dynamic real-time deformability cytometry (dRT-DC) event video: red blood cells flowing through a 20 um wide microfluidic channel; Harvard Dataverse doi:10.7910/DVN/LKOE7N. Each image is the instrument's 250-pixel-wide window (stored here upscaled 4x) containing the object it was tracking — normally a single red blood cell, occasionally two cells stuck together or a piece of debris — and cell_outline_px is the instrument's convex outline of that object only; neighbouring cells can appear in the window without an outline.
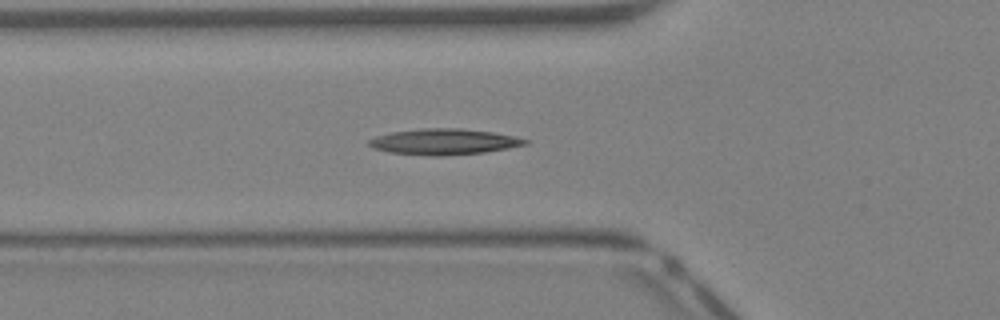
{"species": "Egyptian fruit bat (a non-hibernating species)", "species_latin": "Rousettus aegyptiacus", "temperature_condition": "warm", "stored_images_in_passage": 34, "segment_of_instrument_passage": [1, 2], "camera_frame_rate_fps": 3000, "um_per_image_px": 0.085, "animal": {"sex": "female"}, "frame": {"image": 1, "passage_image": 7, "time_ms": 2.0, "image_size_px": [1000, 320], "cell_outline_px": [[528, 144], [508, 148], [484, 152], [440, 156], [432, 156], [388, 152], [372, 148], [368, 144], [368, 140], [376, 136], [392, 132], [420, 128], [460, 128], [492, 132], [512, 136], [528, 140]], "centroid_in_image_um": [37.69, 12.04], "position_along_channel_um": 88.1, "area_um2": 23.47}}
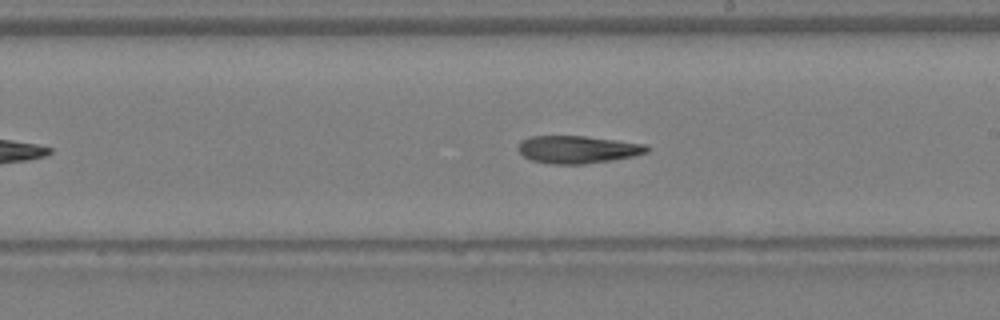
{"frame": {"image": 2, "passage_image": 16, "time_ms": 5.0, "image_size_px": [1000, 320], "cell_outline_px": [[652, 148], [648, 152], [632, 156], [612, 160], [584, 164], [552, 164], [532, 160], [524, 156], [520, 152], [520, 140], [528, 136], [584, 136], [616, 140], [644, 144]], "centroid_in_image_um": [49.11, 12.7], "position_along_channel_um": 239.9, "area_um2": 20.58}}
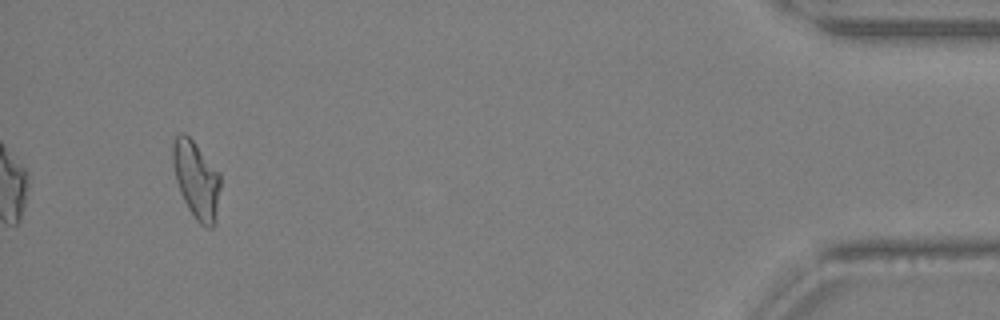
{"frame": {"image": 3, "passage_image": 31, "time_ms": 10.0, "image_size_px": [1000, 320], "cell_outline_px": [[220, 188], [216, 224], [212, 228], [204, 228], [196, 220], [188, 208], [180, 192], [176, 180], [172, 164], [172, 140], [180, 132], [184, 132], [196, 144], [220, 172]], "centroid_in_image_um": [16.69, 15.29], "position_along_channel_um": 418.5, "area_um2": 21.85}}